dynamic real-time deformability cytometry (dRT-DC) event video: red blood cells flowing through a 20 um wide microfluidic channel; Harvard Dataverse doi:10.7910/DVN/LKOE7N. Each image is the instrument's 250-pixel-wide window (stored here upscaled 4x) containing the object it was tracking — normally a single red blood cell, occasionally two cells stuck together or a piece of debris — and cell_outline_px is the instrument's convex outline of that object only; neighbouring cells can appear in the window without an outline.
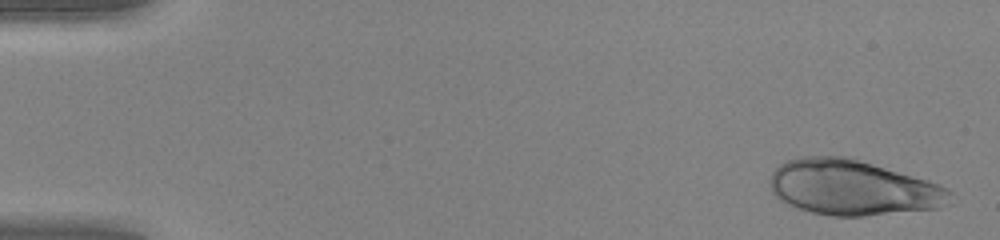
{"species": "human", "species_latin": "Homo sapiens", "temperature_condition": "warm", "stored_images_in_passage": 48, "camera_frame_rate_fps": 3000, "um_per_image_px": 0.085, "donor": {"sex": "female"}, "frame": {"image": 1, "passage_image": 2, "time_ms": 0.333, "image_size_px": [1000, 240], "cell_outline_px": [[952, 192], [940, 208], [864, 216], [832, 216], [812, 212], [796, 208], [780, 200], [772, 192], [768, 180], [772, 172], [784, 160], [800, 156], [852, 156], [928, 180], [940, 184], [948, 188]], "centroid_in_image_um": [72.44, 15.92], "position_along_channel_um": 12.6, "area_um2": 58.55}}
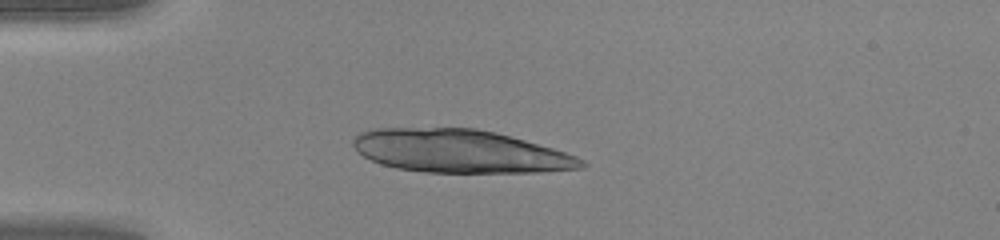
{"frame": {"image": 2, "passage_image": 13, "time_ms": 4.0, "image_size_px": [1000, 240], "cell_outline_px": [[588, 164], [584, 168], [540, 172], [424, 172], [396, 168], [380, 164], [356, 152], [352, 144], [352, 140], [360, 132], [372, 128], [476, 128], [496, 132], [552, 148], [576, 156], [584, 160]], "centroid_in_image_um": [39.07, 12.85], "position_along_channel_um": 45.9, "area_um2": 57.34}}
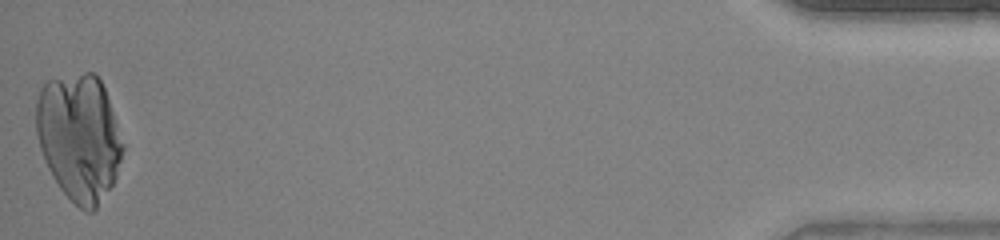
{"frame": {"image": 3, "passage_image": 48, "time_ms": 15.667, "image_size_px": [1000, 240], "cell_outline_px": [[124, 148], [116, 176], [112, 184], [96, 208], [92, 212], [84, 212], [60, 188], [52, 176], [44, 160], [36, 136], [36, 100], [40, 88], [48, 80], [84, 72], [92, 72], [100, 80], [104, 88], [116, 120], [124, 144]], "centroid_in_image_um": [6.72, 11.66], "position_along_channel_um": 428.5, "area_um2": 64.04}}